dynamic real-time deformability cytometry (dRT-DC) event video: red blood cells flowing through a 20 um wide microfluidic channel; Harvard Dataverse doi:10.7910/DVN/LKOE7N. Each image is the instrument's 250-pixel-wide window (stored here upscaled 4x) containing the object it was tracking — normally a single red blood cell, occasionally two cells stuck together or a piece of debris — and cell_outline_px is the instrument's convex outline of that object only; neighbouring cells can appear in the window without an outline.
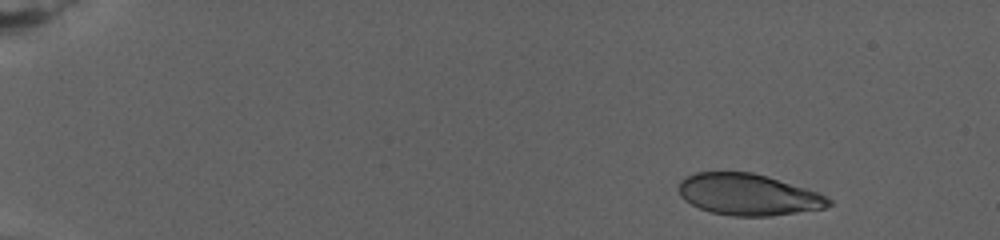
{"species": "human", "species_latin": "Homo sapiens", "temperature_condition": "warm", "stored_images_in_passage": 22, "camera_frame_rate_fps": 3000, "um_per_image_px": 0.085, "donor": {"sex": "female"}, "frame": {"image": 1, "passage_image": 2, "time_ms": 0.333, "image_size_px": [1000, 240], "cell_outline_px": [[832, 204], [824, 208], [768, 216], [732, 216], [712, 212], [700, 208], [684, 200], [680, 196], [680, 180], [696, 172], [752, 172], [804, 188], [816, 192], [832, 200]], "centroid_in_image_um": [63.57, 16.54], "position_along_channel_um": 21.4, "area_um2": 35.6}}
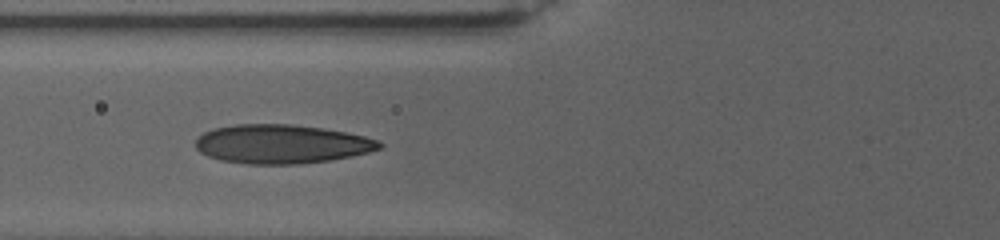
{"frame": {"image": 2, "passage_image": 19, "time_ms": 8.667, "image_size_px": [1000, 240], "cell_outline_px": [[384, 144], [380, 148], [368, 152], [352, 156], [332, 160], [300, 164], [244, 164], [220, 160], [208, 156], [200, 152], [196, 148], [196, 140], [204, 132], [212, 128], [236, 124], [292, 124], [320, 128], [344, 132], [364, 136], [376, 140]], "centroid_in_image_um": [23.9, 12.25], "position_along_channel_um": 101.9, "area_um2": 41.73}}
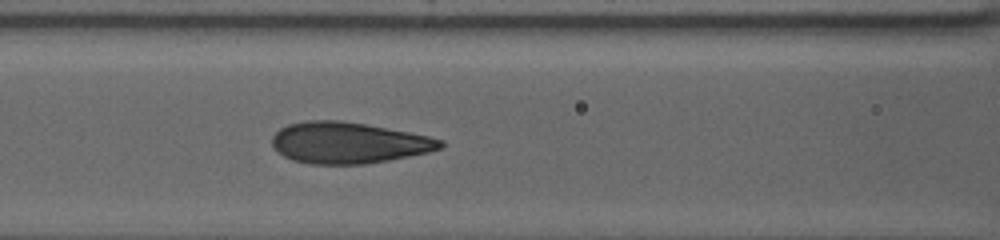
{"frame": {"image": 3, "passage_image": 22, "time_ms": 10.0, "image_size_px": [1000, 240], "cell_outline_px": [[444, 144], [440, 148], [428, 152], [368, 164], [308, 164], [292, 160], [284, 156], [272, 144], [272, 136], [280, 128], [288, 124], [308, 120], [340, 120], [364, 124], [408, 132], [428, 136], [444, 140]], "centroid_in_image_um": [29.6, 12.14], "position_along_channel_um": 137.0, "area_um2": 40.23}}